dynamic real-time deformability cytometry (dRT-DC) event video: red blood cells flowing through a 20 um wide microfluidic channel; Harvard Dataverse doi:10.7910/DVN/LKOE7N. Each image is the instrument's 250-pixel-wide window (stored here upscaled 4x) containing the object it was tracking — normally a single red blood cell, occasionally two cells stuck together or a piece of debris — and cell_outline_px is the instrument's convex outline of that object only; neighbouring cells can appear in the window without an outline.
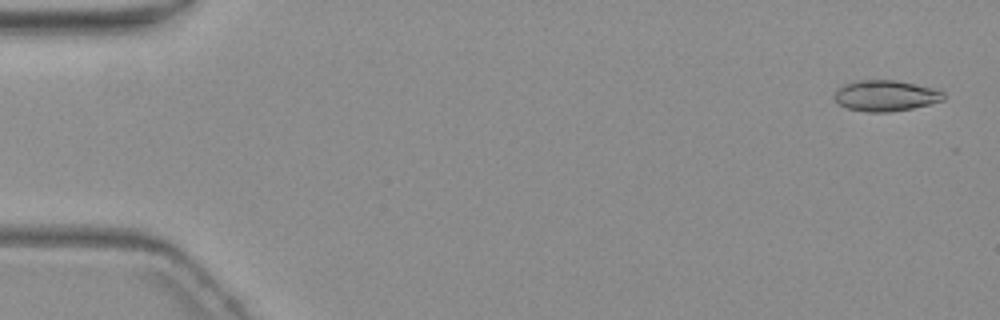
{"species": "common noctule bat (a hibernating species)", "species_latin": "Nyctalus noctula", "temperature_condition": "warm", "stored_images_in_passage": 5, "camera_frame_rate_fps": 3000, "um_per_image_px": 0.085, "animal": {"sex": "female", "body_mass_g": 19.3, "forearm_length_mm": 54.1}, "frame": {"image": 1, "passage_image": 1, "time_ms": 0.0, "image_size_px": [1000, 320], "cell_outline_px": [[944, 100], [912, 108], [888, 112], [868, 112], [848, 108], [840, 104], [832, 96], [836, 88], [844, 84], [856, 80], [896, 80], [932, 88], [944, 92]], "centroid_in_image_um": [75.23, 8.12], "position_along_channel_um": 9.8, "area_um2": 19.59}}
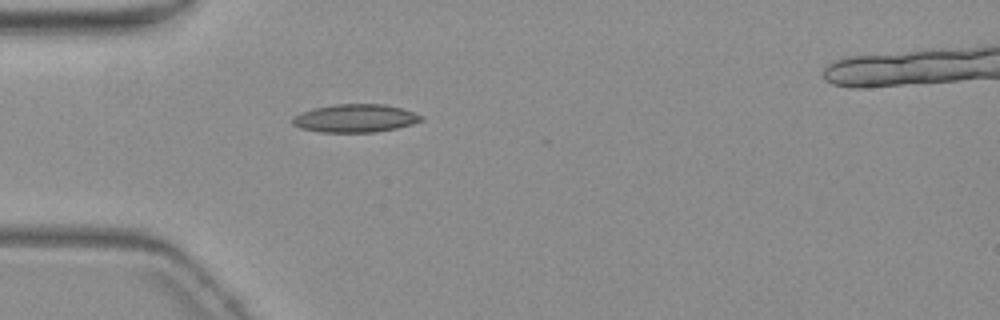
{"frame": {"image": 2, "passage_image": 5, "time_ms": 5.0, "image_size_px": [1000, 320], "cell_outline_px": [[424, 120], [412, 124], [396, 128], [376, 132], [320, 132], [300, 128], [292, 124], [292, 120], [300, 112], [312, 108], [332, 104], [384, 104], [400, 108], [424, 116]], "centroid_in_image_um": [30.18, 10.05], "position_along_channel_um": 54.8, "area_um2": 21.1}}